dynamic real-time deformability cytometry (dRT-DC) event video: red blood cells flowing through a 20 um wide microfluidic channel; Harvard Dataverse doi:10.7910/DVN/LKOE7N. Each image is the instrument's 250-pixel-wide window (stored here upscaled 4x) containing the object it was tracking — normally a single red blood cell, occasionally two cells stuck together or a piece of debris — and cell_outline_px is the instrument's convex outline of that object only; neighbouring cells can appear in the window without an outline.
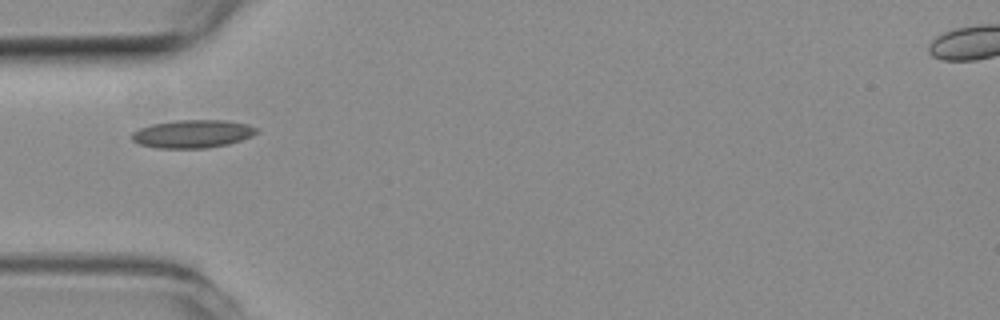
{"species": "common noctule bat (a hibernating species)", "species_latin": "Nyctalus noctula", "temperature_condition": "room temperature", "stored_images_in_passage": 23, "camera_frame_rate_fps": 3000, "um_per_image_px": 0.085, "animal": {"sex": "female", "body_mass_g": 19.3, "forearm_length_mm": 54.1}, "frame": {"image": 1, "passage_image": 1, "time_ms": 0.0, "image_size_px": [1000, 320], "cell_outline_px": [[256, 132], [252, 136], [228, 144], [204, 148], [156, 148], [140, 144], [132, 140], [132, 132], [140, 128], [152, 124], [176, 120], [224, 120], [248, 124], [256, 128]], "centroid_in_image_um": [16.35, 11.37], "position_along_channel_um": 68.7, "area_um2": 20.23}}